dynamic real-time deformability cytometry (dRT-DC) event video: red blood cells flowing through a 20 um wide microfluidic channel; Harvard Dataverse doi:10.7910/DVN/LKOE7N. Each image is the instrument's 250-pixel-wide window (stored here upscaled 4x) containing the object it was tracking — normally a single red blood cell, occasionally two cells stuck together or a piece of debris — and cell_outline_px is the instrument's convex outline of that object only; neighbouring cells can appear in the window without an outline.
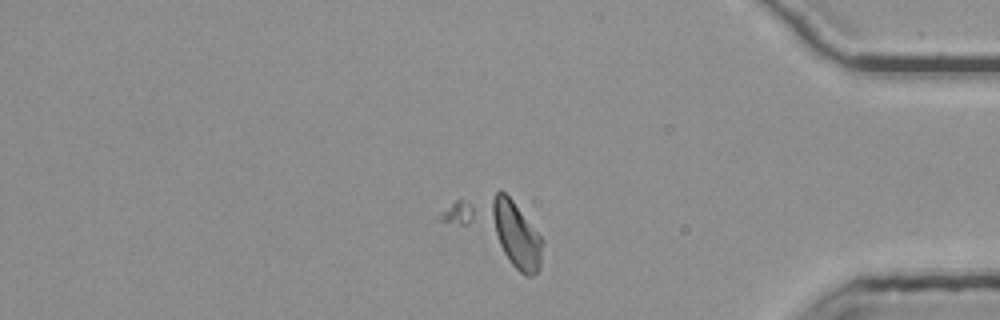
{"species": "common noctule bat (a hibernating species)", "species_latin": "Nyctalus noctula", "temperature_condition": "room temperature", "stored_images_in_passage": 47, "segment_of_instrument_passage": [2, 2], "camera_frame_rate_fps": 3000, "um_per_image_px": 0.085, "animal": {"sex": "female", "body_mass_g": 25.1}, "frame": {"image": 1, "passage_image": 42, "time_ms": 13.667, "image_size_px": [1000, 320], "cell_outline_px": [[544, 240], [540, 268], [532, 276], [524, 276], [436, 220], [440, 212], [456, 200], [500, 188], [512, 200]], "centroid_in_image_um": [42.22, 19.5], "position_along_channel_um": 393.0, "area_um2": 37.28}}